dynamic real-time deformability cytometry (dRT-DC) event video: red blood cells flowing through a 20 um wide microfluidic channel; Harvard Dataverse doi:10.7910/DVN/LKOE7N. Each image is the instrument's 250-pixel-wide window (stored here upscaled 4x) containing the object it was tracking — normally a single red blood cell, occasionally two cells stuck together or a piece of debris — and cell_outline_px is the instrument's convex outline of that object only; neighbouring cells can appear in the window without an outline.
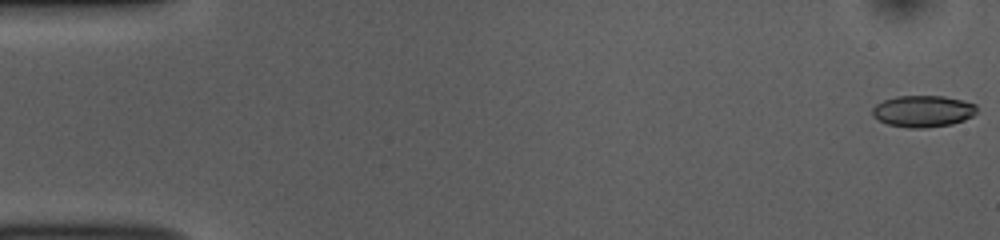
{"species": "common noctule bat (a hibernating species)", "species_latin": "Nyctalus noctula", "temperature_condition": "room temperature", "stored_images_in_passage": 52, "camera_frame_rate_fps": 3000, "um_per_image_px": 0.085, "animal": {"sex": "female", "body_mass_g": 10.0, "forearm_length_mm": 53.1}, "frame": {"image": 1, "passage_image": 1, "time_ms": 0.0, "image_size_px": [1000, 240], "cell_outline_px": [[976, 112], [972, 116], [964, 120], [952, 124], [924, 128], [908, 128], [888, 124], [872, 116], [872, 108], [876, 104], [884, 100], [896, 96], [944, 96], [976, 104]], "centroid_in_image_um": [78.44, 9.45], "position_along_channel_um": 6.6, "area_um2": 19.19}}
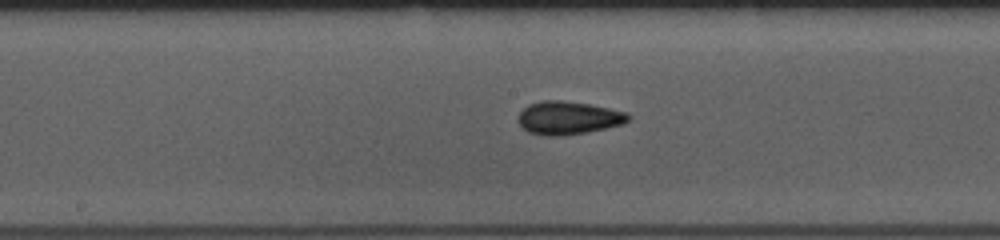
{"frame": {"image": 2, "passage_image": 27, "time_ms": 8.667, "image_size_px": [1000, 240], "cell_outline_px": [[632, 116], [624, 124], [588, 132], [560, 136], [544, 136], [528, 132], [516, 120], [520, 112], [528, 104], [540, 100], [560, 100], [588, 104], [628, 112]], "centroid_in_image_um": [48.3, 10.02], "position_along_channel_um": 199.9, "area_um2": 21.44}}
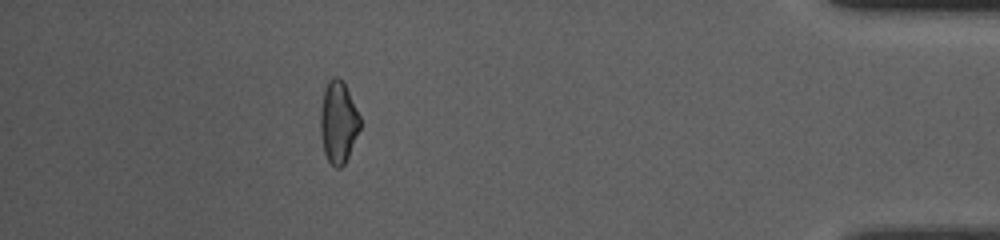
{"frame": {"image": 3, "passage_image": 47, "time_ms": 15.333, "image_size_px": [1000, 240], "cell_outline_px": [[360, 128], [348, 156], [344, 164], [340, 168], [336, 168], [328, 160], [324, 152], [320, 132], [320, 112], [324, 92], [328, 80], [332, 76], [336, 76], [344, 80], [360, 116]], "centroid_in_image_um": [28.75, 10.35], "position_along_channel_um": 406.4, "area_um2": 18.96}, "authors_computed_cell_mechanics": {"area_um2": 20.1722, "velocity_mm_per_s": 3.8399, "shape_relaxation_time_tau1_ms": 4.2215, "shape_relaxation_time_tau2_ms": 3.3945, "deformation_change_tau1": 0.0818, "deformation_change_tau2": 0.0978}}